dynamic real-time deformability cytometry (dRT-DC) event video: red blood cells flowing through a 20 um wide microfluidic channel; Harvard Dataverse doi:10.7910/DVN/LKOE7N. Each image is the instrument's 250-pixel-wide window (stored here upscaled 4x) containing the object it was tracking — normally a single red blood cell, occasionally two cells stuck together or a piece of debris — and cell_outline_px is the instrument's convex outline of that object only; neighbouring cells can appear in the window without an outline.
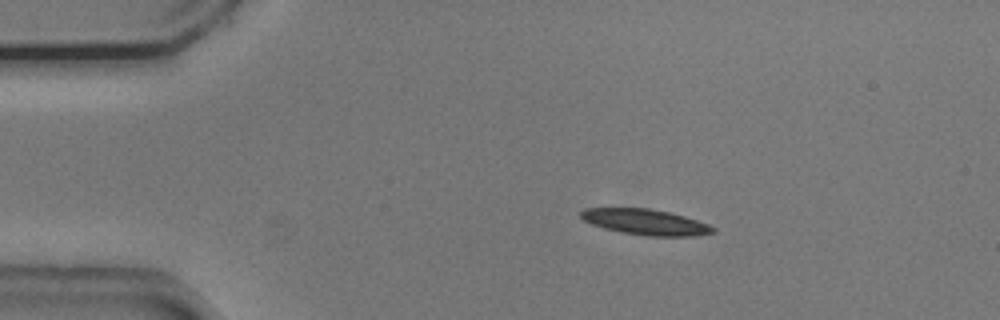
{"species": "common noctule bat (a hibernating species)", "species_latin": "Nyctalus noctula", "temperature_condition": "cold", "stored_images_in_passage": 46, "camera_frame_rate_fps": 3000, "um_per_image_px": 0.085, "animal": {"sex": "male", "body_mass_g": 20.5, "forearm_length_mm": 52.5}, "frame": {"image": 1, "passage_image": 1, "time_ms": 0.0, "image_size_px": [1000, 320], "cell_outline_px": [[716, 232], [692, 236], [648, 236], [620, 232], [604, 228], [592, 224], [584, 220], [580, 216], [580, 212], [584, 208], [648, 208], [668, 212], [684, 216], [708, 224], [716, 228]], "centroid_in_image_um": [54.86, 18.87], "position_along_channel_um": 30.1, "area_um2": 19.71}}
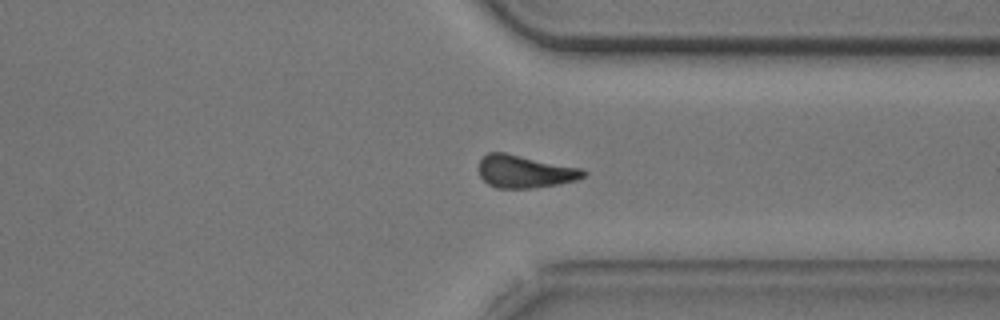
{"frame": {"image": 2, "passage_image": 32, "time_ms": 10.333, "image_size_px": [1000, 320], "cell_outline_px": [[588, 172], [584, 176], [576, 180], [556, 184], [532, 188], [496, 188], [488, 184], [480, 176], [480, 160], [488, 152], [504, 152], [584, 168]], "centroid_in_image_um": [44.64, 14.57], "position_along_channel_um": 366.8, "area_um2": 19.94}}
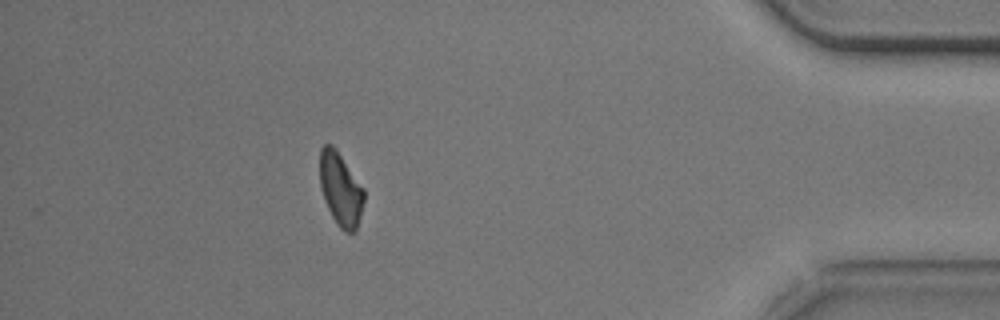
{"frame": {"image": 3, "passage_image": 39, "time_ms": 12.667, "image_size_px": [1000, 320], "cell_outline_px": [[364, 200], [356, 232], [344, 232], [336, 224], [324, 200], [320, 188], [320, 148], [324, 144], [332, 144], [336, 148], [364, 188]], "centroid_in_image_um": [28.94, 16.08], "position_along_channel_um": 406.3, "area_um2": 19.02}, "authors_computed_cell_mechanics": {"area_um2": 20.4901, "velocity_mm_per_s": 3.7411, "shape_relaxation_time_tau1_ms": 4.277, "shape_relaxation_time_tau2_ms": null, "deformation_change_tau1": 0.1023, "deformation_change_tau2": null}}